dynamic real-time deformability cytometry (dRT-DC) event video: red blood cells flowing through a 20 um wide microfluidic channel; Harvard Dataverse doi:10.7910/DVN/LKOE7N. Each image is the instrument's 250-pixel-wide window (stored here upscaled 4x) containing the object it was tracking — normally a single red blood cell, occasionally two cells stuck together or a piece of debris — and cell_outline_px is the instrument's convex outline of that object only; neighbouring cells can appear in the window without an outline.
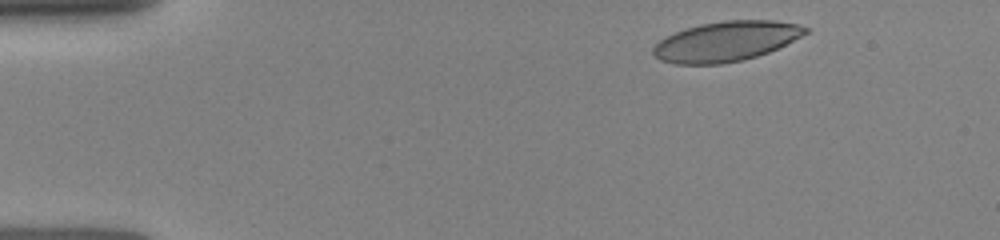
{"species": "human", "species_latin": "Homo sapiens", "temperature_condition": "room temperature", "stored_images_in_passage": 30, "camera_frame_rate_fps": 3000, "um_per_image_px": 0.085, "donor": {"sex": "female"}, "frame": {"image": 1, "passage_image": 3, "time_ms": 0.667, "image_size_px": [1000, 240], "cell_outline_px": [[808, 32], [768, 52], [756, 56], [740, 60], [720, 64], [676, 64], [660, 60], [652, 52], [652, 48], [660, 40], [684, 28], [700, 24], [724, 20], [776, 20], [796, 24], [808, 28]], "centroid_in_image_um": [61.68, 3.51], "position_along_channel_um": 23.3, "area_um2": 35.03}}
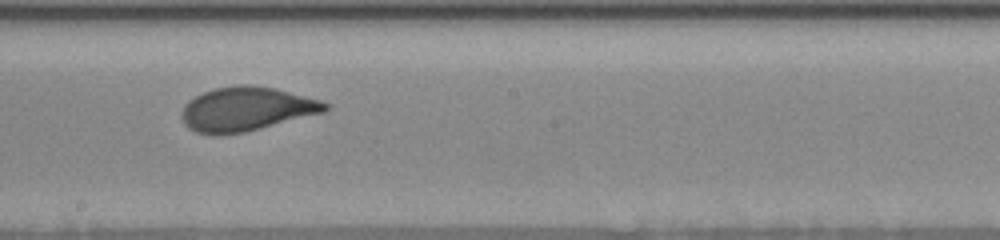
{"frame": {"image": 2, "passage_image": 17, "time_ms": 7.667, "image_size_px": [1000, 240], "cell_outline_px": [[332, 108], [324, 112], [244, 132], [220, 136], [212, 136], [196, 132], [188, 128], [184, 124], [184, 104], [188, 100], [204, 92], [216, 88], [236, 84], [244, 84], [276, 88], [320, 100], [328, 104]], "centroid_in_image_um": [20.94, 9.27], "position_along_channel_um": 227.3, "area_um2": 36.76}}
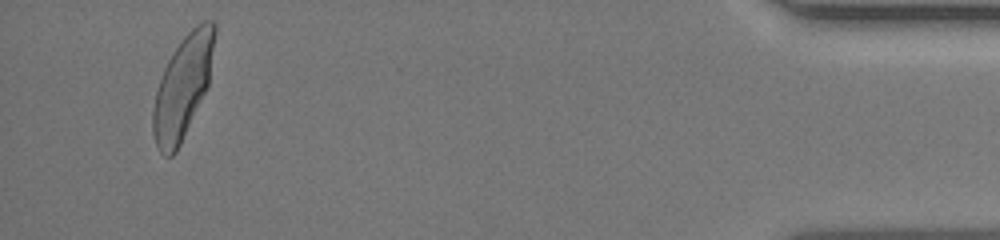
{"frame": {"image": 3, "passage_image": 30, "time_ms": 14.0, "image_size_px": [1000, 240], "cell_outline_px": [[216, 32], [208, 84], [180, 144], [176, 152], [172, 156], [164, 156], [160, 152], [156, 144], [152, 132], [152, 112], [156, 92], [164, 68], [172, 52], [180, 40], [196, 24], [204, 20], [212, 20], [216, 24]], "centroid_in_image_um": [15.52, 7.35], "position_along_channel_um": 419.7, "area_um2": 36.41}}